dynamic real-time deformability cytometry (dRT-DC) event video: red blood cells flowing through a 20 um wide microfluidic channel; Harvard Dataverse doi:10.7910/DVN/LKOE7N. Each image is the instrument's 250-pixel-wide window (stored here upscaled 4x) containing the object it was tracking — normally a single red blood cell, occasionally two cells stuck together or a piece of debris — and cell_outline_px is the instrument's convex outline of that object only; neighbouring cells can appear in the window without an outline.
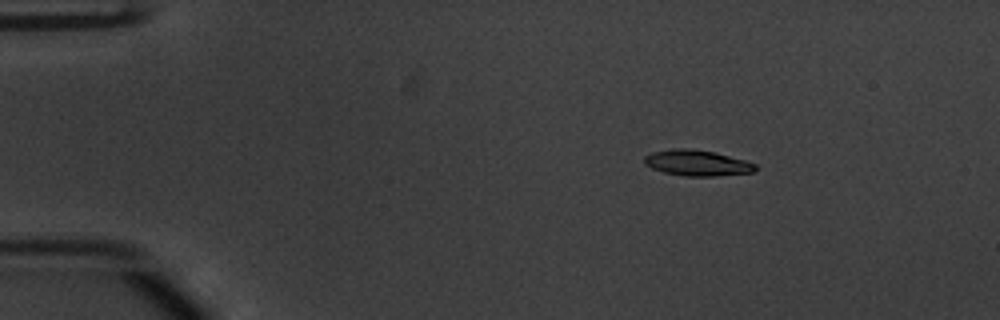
{"species": "common noctule bat (a hibernating species)", "species_latin": "Nyctalus noctula", "temperature_condition": "warm", "stored_images_in_passage": 45, "camera_frame_rate_fps": 3000, "um_per_image_px": 0.085, "animal": {"sex": "male", "body_mass_g": 20.1, "forearm_length_mm": 53.5}, "frame": {"image": 1, "passage_image": 1, "time_ms": 0.0, "image_size_px": [1000, 320], "cell_outline_px": [[756, 168], [752, 172], [716, 176], [684, 176], [664, 172], [652, 168], [644, 164], [644, 156], [652, 152], [672, 148], [692, 148], [716, 152], [744, 160], [756, 164]], "centroid_in_image_um": [59.22, 13.84], "position_along_channel_um": 25.8, "area_um2": 16.76}}
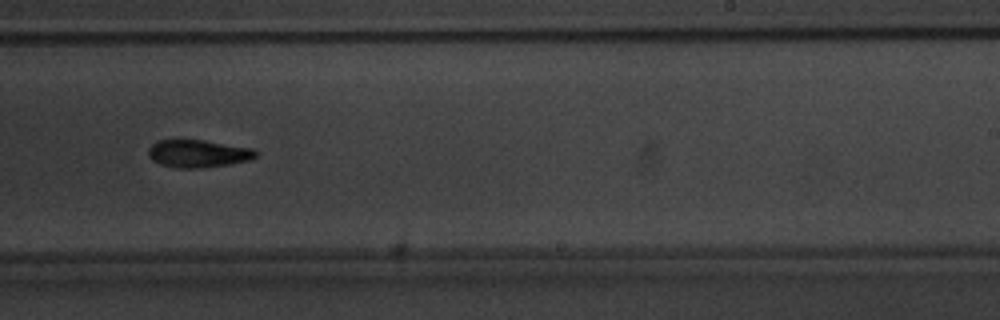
{"frame": {"image": 2, "passage_image": 26, "time_ms": 8.333, "image_size_px": [1000, 320], "cell_outline_px": [[256, 156], [252, 160], [228, 164], [200, 168], [176, 168], [160, 164], [152, 160], [148, 156], [148, 148], [156, 140], [180, 136], [252, 148], [256, 152]], "centroid_in_image_um": [16.75, 13.01], "position_along_channel_um": 272.2, "area_um2": 18.03}}
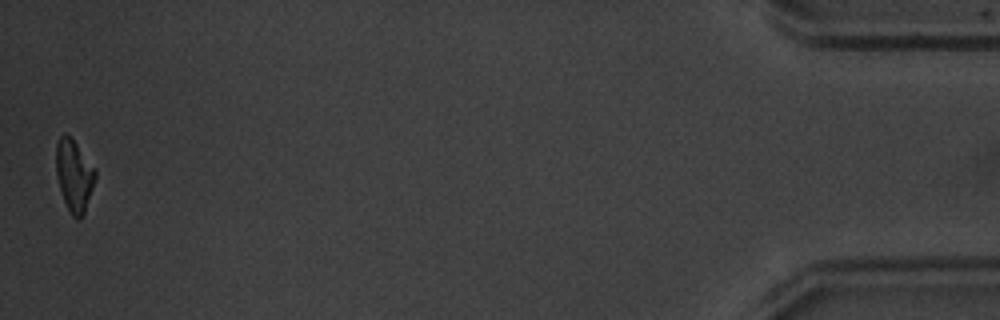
{"frame": {"image": 3, "passage_image": 45, "time_ms": 14.667, "image_size_px": [1000, 320], "cell_outline_px": [[96, 180], [84, 212], [80, 220], [76, 220], [72, 216], [64, 200], [60, 188], [56, 172], [56, 144], [60, 136], [64, 132], [76, 144], [96, 172]], "centroid_in_image_um": [6.29, 14.95], "position_along_channel_um": 428.9, "area_um2": 16.01}, "authors_computed_cell_mechanics": {"area_um2": 17.051, "velocity_mm_per_s": 3.8562, "shape_relaxation_time_tau1_ms": 3.0248, "shape_relaxation_time_tau2_ms": null, "deformation_change_tau1": 0.1562, "deformation_change_tau2": null}}